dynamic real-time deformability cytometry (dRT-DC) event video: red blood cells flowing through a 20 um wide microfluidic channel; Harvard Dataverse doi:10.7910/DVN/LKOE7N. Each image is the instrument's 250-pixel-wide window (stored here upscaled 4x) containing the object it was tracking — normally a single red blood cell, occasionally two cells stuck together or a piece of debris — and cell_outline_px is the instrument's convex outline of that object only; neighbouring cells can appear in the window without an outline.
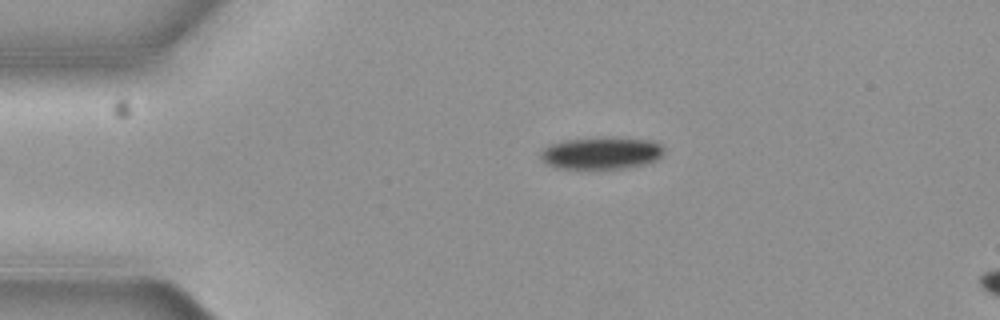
{"species": "common noctule bat (a hibernating species)", "species_latin": "Nyctalus noctula", "temperature_condition": "cold", "stored_images_in_passage": 3, "camera_frame_rate_fps": 3000, "um_per_image_px": 0.085, "animal": {"sex": "female", "body_mass_g": 19.3, "forearm_length_mm": 54.1}, "frame": {"image": 1, "passage_image": 1, "time_ms": 0.0, "image_size_px": [1000, 320], "cell_outline_px": [[664, 152], [656, 160], [644, 164], [628, 168], [552, 168], [544, 164], [540, 156], [540, 152], [544, 148], [552, 144], [564, 140], [608, 136], [648, 140], [660, 144], [664, 148]], "centroid_in_image_um": [51.08, 13.0], "position_along_channel_um": 33.9, "area_um2": 23.35}}